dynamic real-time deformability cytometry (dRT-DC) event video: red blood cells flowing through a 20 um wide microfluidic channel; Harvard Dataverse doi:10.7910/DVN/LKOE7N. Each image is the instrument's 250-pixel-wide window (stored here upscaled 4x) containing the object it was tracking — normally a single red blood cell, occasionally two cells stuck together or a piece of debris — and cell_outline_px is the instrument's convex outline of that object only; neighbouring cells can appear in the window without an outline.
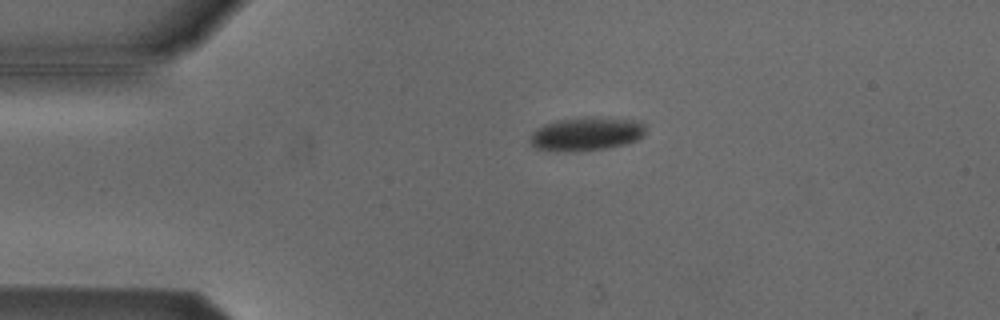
{"species": "Egyptian fruit bat (a non-hibernating species)", "species_latin": "Rousettus aegyptiacus", "temperature_condition": "cold", "stored_images_in_passage": 17, "camera_frame_rate_fps": 3000, "um_per_image_px": 0.085, "animal": {"sex": "male"}, "frame": {"image": 1, "passage_image": 12, "time_ms": 3.667, "image_size_px": [1000, 320], "cell_outline_px": [[644, 136], [628, 144], [608, 148], [576, 152], [556, 152], [532, 148], [528, 140], [532, 132], [536, 128], [544, 124], [556, 120], [584, 116], [608, 116], [640, 120], [644, 124]], "centroid_in_image_um": [49.82, 11.37], "position_along_channel_um": 35.2, "area_um2": 23.76}}